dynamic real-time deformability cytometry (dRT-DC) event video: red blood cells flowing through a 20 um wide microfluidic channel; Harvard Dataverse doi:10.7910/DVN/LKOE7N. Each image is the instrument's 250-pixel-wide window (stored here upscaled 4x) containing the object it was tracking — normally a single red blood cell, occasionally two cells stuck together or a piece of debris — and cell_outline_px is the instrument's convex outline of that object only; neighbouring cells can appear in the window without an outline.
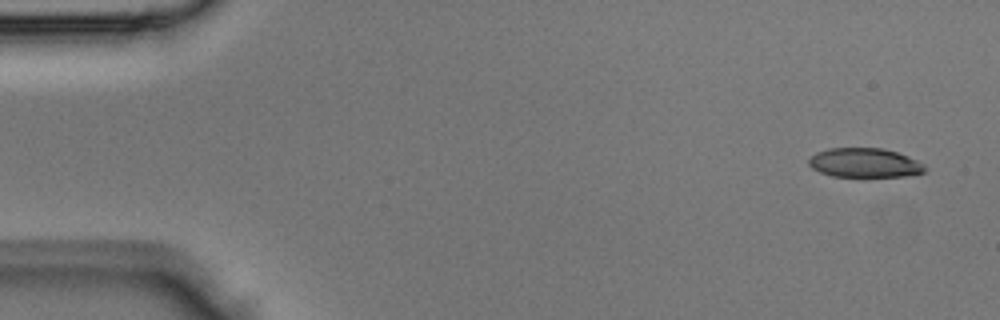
{"species": "Egyptian fruit bat (a non-hibernating species)", "species_latin": "Rousettus aegyptiacus", "temperature_condition": "room temperature", "stored_images_in_passage": 5, "camera_frame_rate_fps": 3000, "um_per_image_px": 0.085, "animal": {"sex": "male"}, "frame": {"image": 1, "passage_image": 1, "time_ms": 0.0, "image_size_px": [1000, 320], "cell_outline_px": [[928, 168], [924, 172], [904, 176], [832, 176], [820, 172], [812, 168], [808, 164], [808, 160], [816, 152], [828, 148], [884, 148], [908, 156], [924, 164]], "centroid_in_image_um": [73.49, 13.83], "position_along_channel_um": 11.5, "area_um2": 19.77}}
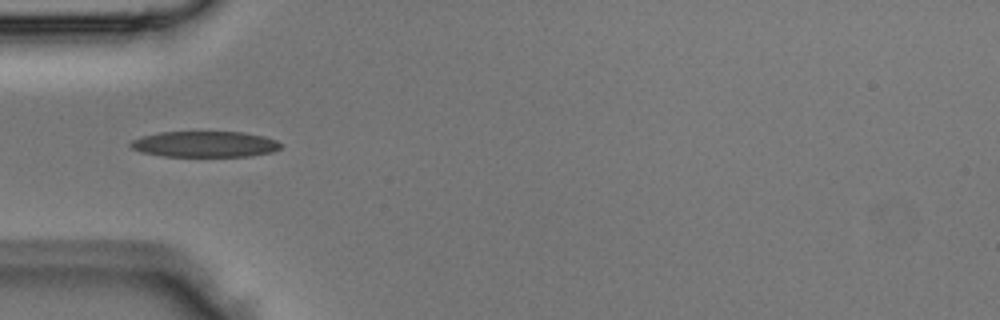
{"frame": {"image": 2, "passage_image": 4, "time_ms": 1.0, "image_size_px": [1000, 320], "cell_outline_px": [[280, 148], [272, 152], [248, 156], [164, 156], [140, 152], [132, 148], [128, 144], [132, 140], [144, 136], [160, 132], [244, 132], [264, 136], [276, 140], [280, 144]], "centroid_in_image_um": [17.4, 12.25], "position_along_channel_um": 67.6, "area_um2": 22.54}}
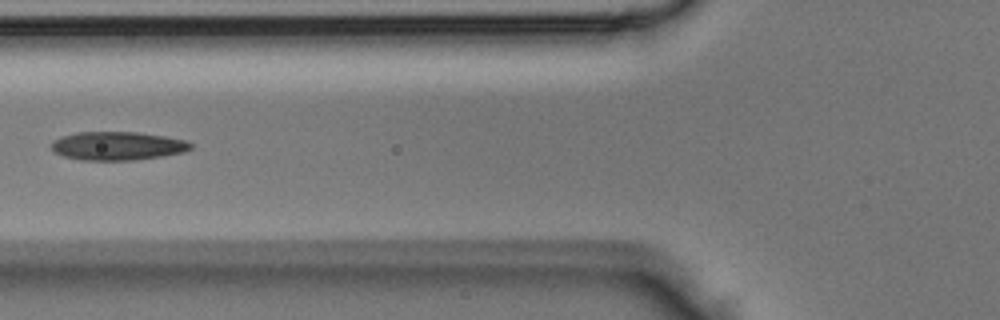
{"frame": {"image": 3, "passage_image": 5, "time_ms": 1.333, "image_size_px": [1000, 320], "cell_outline_px": [[192, 148], [184, 152], [160, 156], [132, 160], [80, 160], [64, 156], [52, 152], [52, 144], [56, 140], [64, 136], [76, 132], [136, 132], [164, 136], [188, 140], [192, 144]], "centroid_in_image_um": [10.01, 12.4], "position_along_channel_um": 115.8, "area_um2": 23.0}}